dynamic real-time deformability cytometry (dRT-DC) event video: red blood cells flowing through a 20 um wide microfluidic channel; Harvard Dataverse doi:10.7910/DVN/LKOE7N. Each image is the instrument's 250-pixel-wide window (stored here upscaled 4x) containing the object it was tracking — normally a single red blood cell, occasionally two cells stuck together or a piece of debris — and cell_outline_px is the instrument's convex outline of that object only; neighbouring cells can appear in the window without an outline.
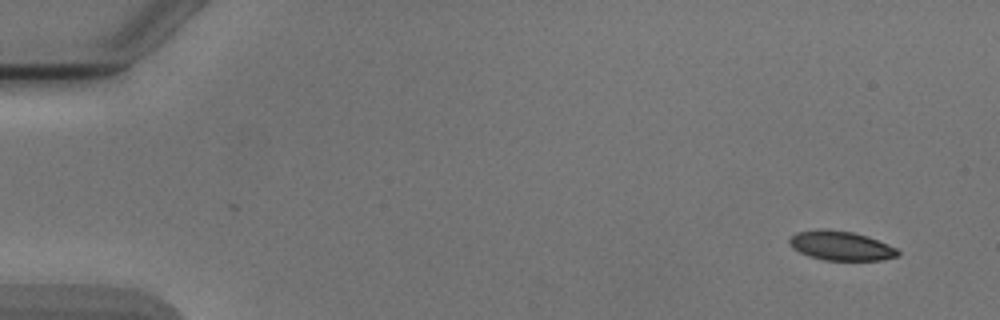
{"species": "Egyptian fruit bat (a non-hibernating species)", "species_latin": "Rousettus aegyptiacus", "temperature_condition": "cold", "stored_images_in_passage": 7, "camera_frame_rate_fps": 3000, "um_per_image_px": 0.085, "animal": {"sex": "male"}, "frame": {"image": 1, "passage_image": 1, "time_ms": 0.0, "image_size_px": [1000, 320], "cell_outline_px": [[900, 256], [880, 260], [824, 260], [808, 256], [792, 248], [788, 244], [788, 240], [796, 232], [852, 232], [868, 236], [896, 248], [900, 252]], "centroid_in_image_um": [71.52, 20.94], "position_along_channel_um": 13.5, "area_um2": 17.8}}
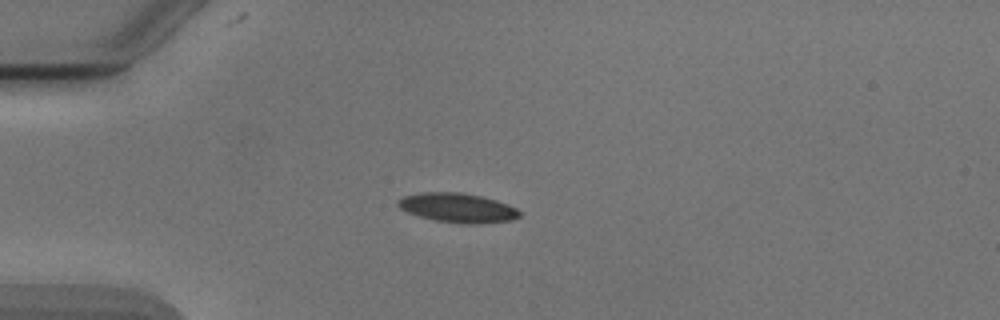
{"frame": {"image": 2, "passage_image": 4, "time_ms": 3.667, "image_size_px": [1000, 320], "cell_outline_px": [[520, 216], [512, 220], [480, 224], [464, 224], [436, 220], [420, 216], [408, 212], [400, 208], [396, 204], [396, 200], [404, 196], [420, 192], [460, 192], [480, 196], [496, 200], [508, 204], [516, 208], [520, 212]], "centroid_in_image_um": [38.9, 17.66], "position_along_channel_um": 46.1, "area_um2": 20.81}}
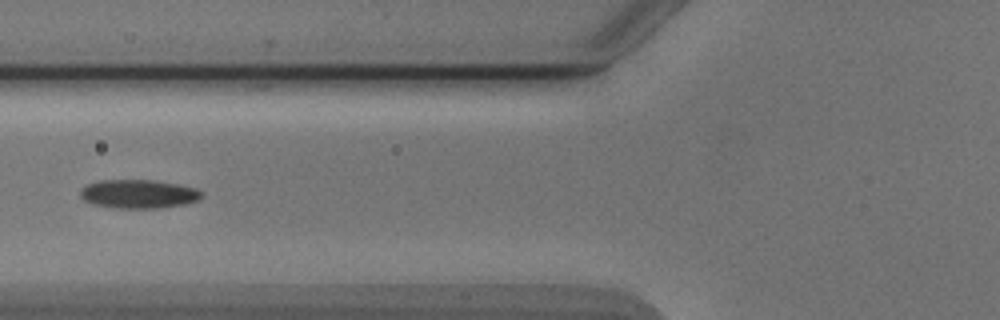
{"frame": {"image": 3, "passage_image": 6, "time_ms": 6.0, "image_size_px": [1000, 320], "cell_outline_px": [[204, 196], [200, 200], [184, 204], [160, 208], [116, 208], [92, 204], [84, 200], [80, 196], [80, 188], [96, 180], [152, 180], [176, 184], [196, 188]], "centroid_in_image_um": [11.75, 16.49], "position_along_channel_um": 114.0, "area_um2": 20.4}}